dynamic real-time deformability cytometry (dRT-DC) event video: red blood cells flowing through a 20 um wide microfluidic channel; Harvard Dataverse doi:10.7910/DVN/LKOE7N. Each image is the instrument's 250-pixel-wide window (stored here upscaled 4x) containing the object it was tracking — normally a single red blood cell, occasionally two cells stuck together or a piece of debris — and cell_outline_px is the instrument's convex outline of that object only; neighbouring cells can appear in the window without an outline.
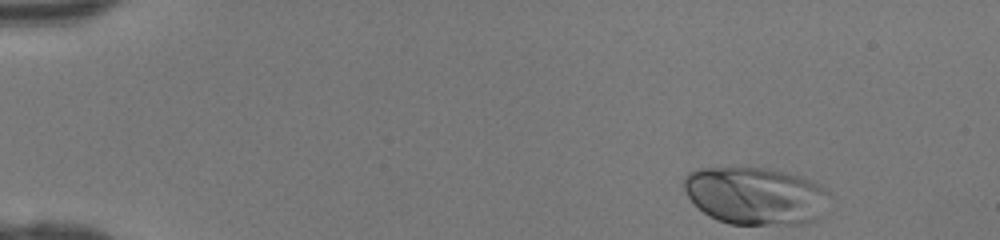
{"species": "human", "species_latin": "Homo sapiens", "temperature_condition": "room temperature", "stored_images_in_passage": 41, "camera_frame_rate_fps": 3000, "um_per_image_px": 0.085, "donor": {"sex": "female"}, "frame": {"image": 1, "passage_image": 1, "time_ms": 0.0, "image_size_px": [1000, 240], "cell_outline_px": [[832, 196], [820, 216], [816, 220], [808, 224], [732, 224], [708, 216], [688, 196], [684, 188], [684, 176], [688, 172], [696, 168], [764, 168], [788, 172], [812, 180], [820, 184]], "centroid_in_image_um": [64.27, 16.64], "position_along_channel_um": 20.7, "area_um2": 49.07}}
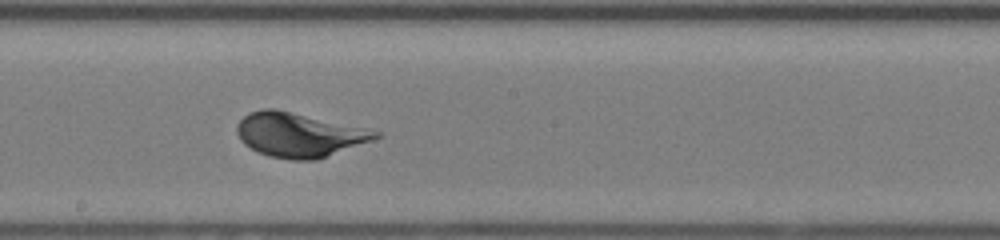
{"frame": {"image": 2, "passage_image": 22, "time_ms": 7.0, "image_size_px": [1000, 240], "cell_outline_px": [[384, 136], [316, 160], [292, 160], [268, 156], [256, 152], [244, 144], [240, 140], [236, 132], [236, 124], [248, 112], [264, 108], [276, 108], [384, 132]], "centroid_in_image_um": [25.41, 11.45], "position_along_channel_um": 222.8, "area_um2": 36.13}}
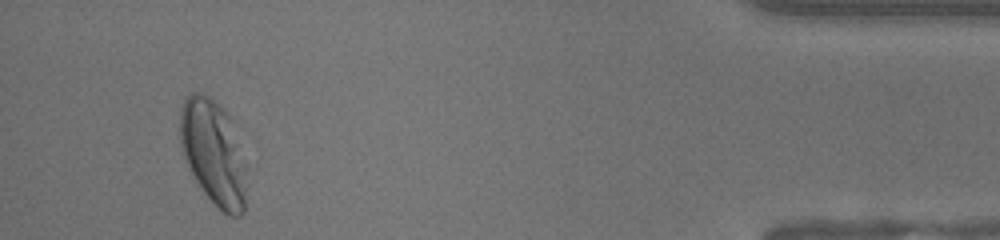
{"frame": {"image": 3, "passage_image": 39, "time_ms": 12.667, "image_size_px": [1000, 240], "cell_outline_px": [[244, 212], [240, 216], [228, 216], [204, 192], [196, 180], [184, 156], [180, 144], [180, 108], [184, 100], [192, 92], [200, 92], [208, 96], [220, 104], [224, 108], [232, 120], [244, 160]], "centroid_in_image_um": [18.12, 12.9], "position_along_channel_um": 417.1, "area_um2": 40.17}}